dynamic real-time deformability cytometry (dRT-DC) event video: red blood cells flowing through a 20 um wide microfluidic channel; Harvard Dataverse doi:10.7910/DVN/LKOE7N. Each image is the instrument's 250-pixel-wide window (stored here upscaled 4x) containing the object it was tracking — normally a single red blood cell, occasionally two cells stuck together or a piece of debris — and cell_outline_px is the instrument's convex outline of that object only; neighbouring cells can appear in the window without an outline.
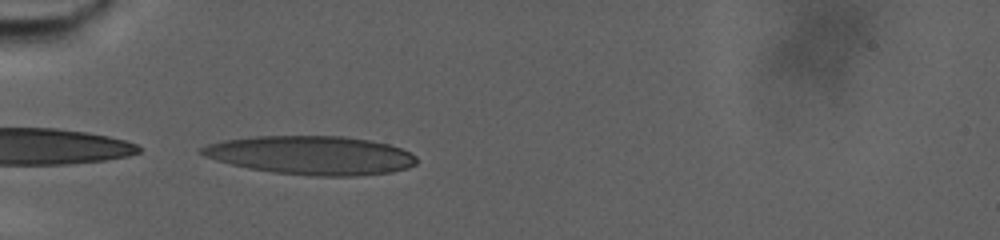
{"species": "human", "species_latin": "Homo sapiens", "temperature_condition": "warm", "stored_images_in_passage": 58, "camera_frame_rate_fps": 3000, "um_per_image_px": 0.085, "donor": {"sex": "male"}, "frame": {"image": 1, "passage_image": 1, "time_ms": 0.0, "image_size_px": [1000, 240], "cell_outline_px": [[416, 164], [408, 168], [392, 172], [356, 176], [312, 176], [272, 172], [248, 168], [216, 160], [204, 156], [200, 152], [200, 148], [208, 144], [224, 140], [256, 136], [344, 136], [368, 140], [388, 144], [412, 152], [416, 156]], "centroid_in_image_um": [26.48, 13.2], "position_along_channel_um": 58.5, "area_um2": 48.49}}
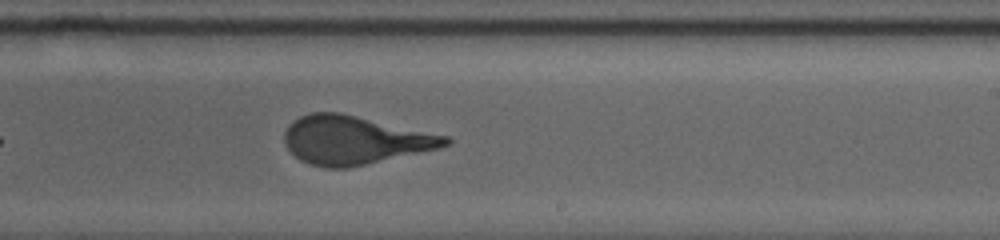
{"frame": {"image": 2, "passage_image": 27, "time_ms": 8.667, "image_size_px": [1000, 240], "cell_outline_px": [[452, 140], [448, 144], [440, 148], [348, 168], [324, 168], [308, 164], [300, 160], [284, 144], [284, 132], [288, 124], [292, 120], [300, 116], [312, 112], [340, 112], [448, 136]], "centroid_in_image_um": [30.1, 11.9], "position_along_channel_um": 258.9, "area_um2": 45.49}}
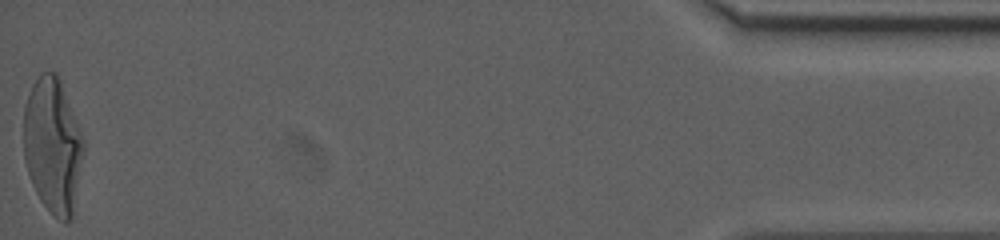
{"frame": {"image": 3, "passage_image": 58, "time_ms": 19.0, "image_size_px": [1000, 240], "cell_outline_px": [[84, 148], [72, 216], [64, 224], [52, 216], [40, 200], [32, 184], [24, 160], [24, 108], [32, 84], [40, 72], [56, 72], [60, 80], [84, 140]], "centroid_in_image_um": [4.47, 12.38], "position_along_channel_um": 430.7, "area_um2": 46.99}, "authors_computed_cell_mechanics": {"area_um2": 45.4886, "velocity_mm_per_s": 2.4652, "shape_relaxation_time_tau1_ms": 9.1371, "shape_relaxation_time_tau2_ms": null, "deformation_change_tau1": 0.3, "deformation_change_tau2": null}}